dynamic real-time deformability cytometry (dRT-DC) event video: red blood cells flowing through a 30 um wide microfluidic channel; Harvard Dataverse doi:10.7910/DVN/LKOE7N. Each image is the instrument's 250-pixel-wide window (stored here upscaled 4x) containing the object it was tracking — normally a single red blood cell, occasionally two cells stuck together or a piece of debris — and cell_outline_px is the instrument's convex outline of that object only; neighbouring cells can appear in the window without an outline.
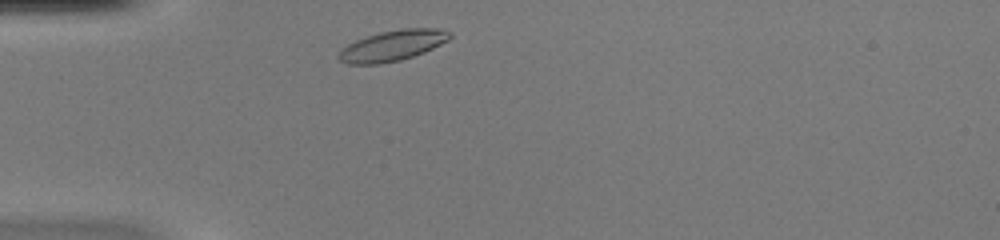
{"species": "common noctule bat (a hibernating species)", "species_latin": "Nyctalus noctula", "temperature_condition": "warm", "stored_images_in_passage": 32, "camera_frame_rate_fps": 3000, "um_per_image_px": 0.085, "animal": {"sex": "female", "body_mass_g": 20.0, "forearm_length_mm": 54.0}, "frame": {"image": 1, "passage_image": 2, "time_ms": 0.333, "image_size_px": [1000, 240], "cell_outline_px": [[452, 36], [448, 40], [424, 52], [400, 60], [380, 64], [348, 64], [340, 60], [336, 56], [340, 48], [356, 40], [380, 32], [404, 28], [436, 28], [452, 32]], "centroid_in_image_um": [33.34, 3.87], "position_along_channel_um": 51.7, "area_um2": 19.83}}
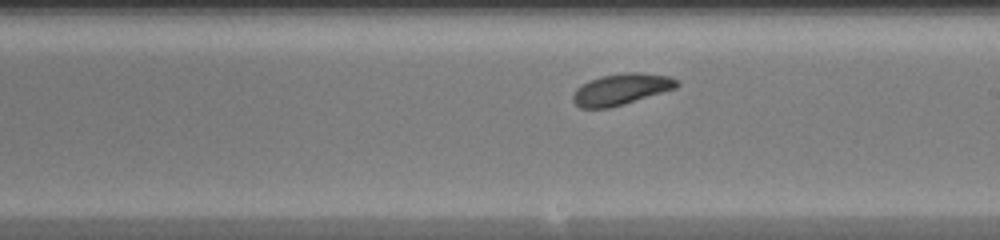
{"frame": {"image": 2, "passage_image": 17, "time_ms": 5.333, "image_size_px": [1000, 240], "cell_outline_px": [[680, 84], [676, 88], [624, 104], [608, 108], [580, 108], [572, 100], [572, 96], [576, 88], [588, 80], [600, 76], [624, 72], [640, 72], [668, 76], [676, 80]], "centroid_in_image_um": [52.77, 7.58], "position_along_channel_um": 236.2, "area_um2": 18.96}}
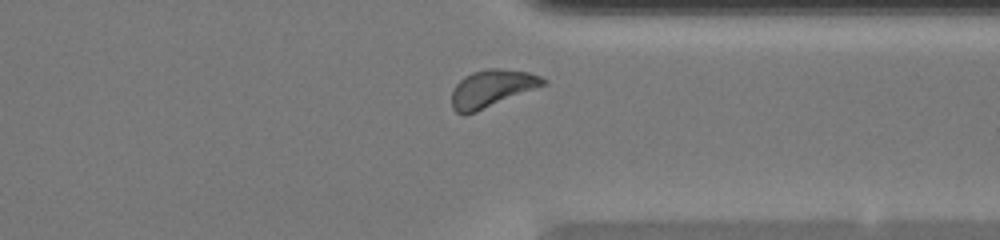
{"frame": {"image": 3, "passage_image": 27, "time_ms": 8.667, "image_size_px": [1000, 240], "cell_outline_px": [[548, 84], [476, 112], [456, 112], [452, 108], [452, 92], [456, 84], [464, 76], [472, 72], [488, 68], [500, 68], [528, 72], [540, 76], [548, 80]], "centroid_in_image_um": [41.85, 7.49], "position_along_channel_um": 369.6, "area_um2": 19.83}, "authors_computed_cell_mechanics": {"area_um2": 19.0451, "velocity_mm_per_s": 4.0128, "shape_relaxation_time_tau1_ms": 1.8723, "shape_relaxation_time_tau2_ms": 3.587, "deformation_change_tau1": 0.1095, "deformation_change_tau2": 0.1047}}